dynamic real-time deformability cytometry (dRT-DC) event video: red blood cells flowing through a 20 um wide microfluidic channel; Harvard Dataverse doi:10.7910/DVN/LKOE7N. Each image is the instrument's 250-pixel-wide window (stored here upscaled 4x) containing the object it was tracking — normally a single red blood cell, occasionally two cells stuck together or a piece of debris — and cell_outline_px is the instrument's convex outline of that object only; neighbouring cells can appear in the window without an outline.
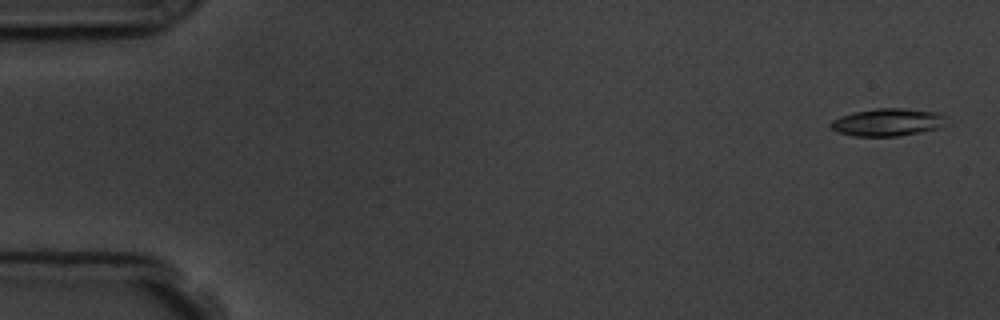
{"species": "common noctule bat (a hibernating species)", "species_latin": "Nyctalus noctula", "temperature_condition": "room temperature", "stored_images_in_passage": 5, "camera_frame_rate_fps": 3000, "um_per_image_px": 0.085, "animal": {"sex": "male", "body_mass_g": 19.5, "forearm_length_mm": 54.6}, "frame": {"image": 1, "passage_image": 1, "time_ms": 0.0, "image_size_px": [1000, 320], "cell_outline_px": [[948, 116], [940, 128], [896, 136], [852, 136], [836, 132], [828, 124], [832, 120], [840, 116], [852, 112], [876, 108], [904, 108], [940, 112]], "centroid_in_image_um": [75.43, 10.38], "position_along_channel_um": 9.6, "area_um2": 18.79}}
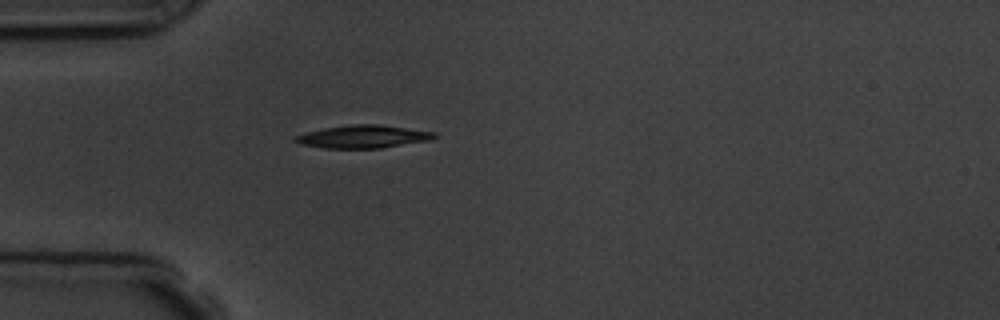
{"frame": {"image": 2, "passage_image": 5, "time_ms": 4.667, "image_size_px": [1000, 320], "cell_outline_px": [[440, 136], [428, 140], [380, 148], [324, 148], [300, 144], [292, 140], [292, 136], [324, 128], [352, 124], [380, 124], [436, 132]], "centroid_in_image_um": [30.85, 11.61], "position_along_channel_um": 54.2, "area_um2": 18.55}}